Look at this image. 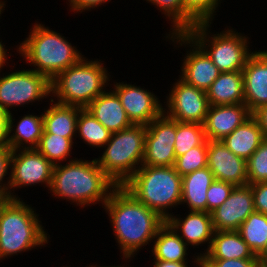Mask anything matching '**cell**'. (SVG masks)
I'll use <instances>...</instances> for the list:
<instances>
[{
    "mask_svg": "<svg viewBox=\"0 0 267 267\" xmlns=\"http://www.w3.org/2000/svg\"><path fill=\"white\" fill-rule=\"evenodd\" d=\"M248 184L267 182V139L265 138L259 147L246 161Z\"/></svg>",
    "mask_w": 267,
    "mask_h": 267,
    "instance_id": "836d02e7",
    "label": "cell"
},
{
    "mask_svg": "<svg viewBox=\"0 0 267 267\" xmlns=\"http://www.w3.org/2000/svg\"><path fill=\"white\" fill-rule=\"evenodd\" d=\"M167 108L163 113L178 122L203 124L209 108L205 91L177 80L167 97Z\"/></svg>",
    "mask_w": 267,
    "mask_h": 267,
    "instance_id": "8fae6325",
    "label": "cell"
},
{
    "mask_svg": "<svg viewBox=\"0 0 267 267\" xmlns=\"http://www.w3.org/2000/svg\"><path fill=\"white\" fill-rule=\"evenodd\" d=\"M7 146V114L0 109V147Z\"/></svg>",
    "mask_w": 267,
    "mask_h": 267,
    "instance_id": "b9f144b4",
    "label": "cell"
},
{
    "mask_svg": "<svg viewBox=\"0 0 267 267\" xmlns=\"http://www.w3.org/2000/svg\"><path fill=\"white\" fill-rule=\"evenodd\" d=\"M77 131L85 143L97 148H103L110 140L112 134L86 108L80 109Z\"/></svg>",
    "mask_w": 267,
    "mask_h": 267,
    "instance_id": "f1b7e54d",
    "label": "cell"
},
{
    "mask_svg": "<svg viewBox=\"0 0 267 267\" xmlns=\"http://www.w3.org/2000/svg\"><path fill=\"white\" fill-rule=\"evenodd\" d=\"M253 212L254 198L250 184L235 186L224 203L211 212L214 231L238 230Z\"/></svg>",
    "mask_w": 267,
    "mask_h": 267,
    "instance_id": "5bb4252c",
    "label": "cell"
},
{
    "mask_svg": "<svg viewBox=\"0 0 267 267\" xmlns=\"http://www.w3.org/2000/svg\"><path fill=\"white\" fill-rule=\"evenodd\" d=\"M146 132V125L133 124L112 133L106 146H103L105 151L102 157L96 159L97 164L117 186H122L142 165Z\"/></svg>",
    "mask_w": 267,
    "mask_h": 267,
    "instance_id": "52a82bcc",
    "label": "cell"
},
{
    "mask_svg": "<svg viewBox=\"0 0 267 267\" xmlns=\"http://www.w3.org/2000/svg\"><path fill=\"white\" fill-rule=\"evenodd\" d=\"M30 30L28 38L17 49L27 63L35 66L32 70L45 75L50 81L83 58L62 35L44 25L35 24Z\"/></svg>",
    "mask_w": 267,
    "mask_h": 267,
    "instance_id": "277c9868",
    "label": "cell"
},
{
    "mask_svg": "<svg viewBox=\"0 0 267 267\" xmlns=\"http://www.w3.org/2000/svg\"><path fill=\"white\" fill-rule=\"evenodd\" d=\"M123 258L151 243L166 222L157 212L137 200L123 186H116L104 203Z\"/></svg>",
    "mask_w": 267,
    "mask_h": 267,
    "instance_id": "6da1fadb",
    "label": "cell"
},
{
    "mask_svg": "<svg viewBox=\"0 0 267 267\" xmlns=\"http://www.w3.org/2000/svg\"><path fill=\"white\" fill-rule=\"evenodd\" d=\"M152 253L154 260L186 262L188 245L179 234L165 222L155 236Z\"/></svg>",
    "mask_w": 267,
    "mask_h": 267,
    "instance_id": "4316f807",
    "label": "cell"
},
{
    "mask_svg": "<svg viewBox=\"0 0 267 267\" xmlns=\"http://www.w3.org/2000/svg\"><path fill=\"white\" fill-rule=\"evenodd\" d=\"M51 106L43 113V133L73 138L77 133V121L81 107L63 105L50 99Z\"/></svg>",
    "mask_w": 267,
    "mask_h": 267,
    "instance_id": "484cf974",
    "label": "cell"
},
{
    "mask_svg": "<svg viewBox=\"0 0 267 267\" xmlns=\"http://www.w3.org/2000/svg\"><path fill=\"white\" fill-rule=\"evenodd\" d=\"M206 94L211 106L244 103L242 71L221 72Z\"/></svg>",
    "mask_w": 267,
    "mask_h": 267,
    "instance_id": "7402d4cb",
    "label": "cell"
},
{
    "mask_svg": "<svg viewBox=\"0 0 267 267\" xmlns=\"http://www.w3.org/2000/svg\"><path fill=\"white\" fill-rule=\"evenodd\" d=\"M197 257V258H196ZM195 257V260H194V263L196 262V266H199V267H205L202 263H201V259L198 257V256H196Z\"/></svg>",
    "mask_w": 267,
    "mask_h": 267,
    "instance_id": "bcb514c9",
    "label": "cell"
},
{
    "mask_svg": "<svg viewBox=\"0 0 267 267\" xmlns=\"http://www.w3.org/2000/svg\"><path fill=\"white\" fill-rule=\"evenodd\" d=\"M256 212L267 215V182L250 184Z\"/></svg>",
    "mask_w": 267,
    "mask_h": 267,
    "instance_id": "f35d334b",
    "label": "cell"
},
{
    "mask_svg": "<svg viewBox=\"0 0 267 267\" xmlns=\"http://www.w3.org/2000/svg\"><path fill=\"white\" fill-rule=\"evenodd\" d=\"M166 222L179 234L183 241L185 240L184 242L187 245L198 246L206 242L209 244L205 253L198 255L200 259L208 252L214 234L211 213L190 211L185 219L181 220L170 215Z\"/></svg>",
    "mask_w": 267,
    "mask_h": 267,
    "instance_id": "d6986e66",
    "label": "cell"
},
{
    "mask_svg": "<svg viewBox=\"0 0 267 267\" xmlns=\"http://www.w3.org/2000/svg\"><path fill=\"white\" fill-rule=\"evenodd\" d=\"M208 140L202 145L189 149L184 155L176 157L174 168L183 177L196 170L207 167Z\"/></svg>",
    "mask_w": 267,
    "mask_h": 267,
    "instance_id": "d6a6232c",
    "label": "cell"
},
{
    "mask_svg": "<svg viewBox=\"0 0 267 267\" xmlns=\"http://www.w3.org/2000/svg\"><path fill=\"white\" fill-rule=\"evenodd\" d=\"M209 26V23L197 24L186 34L207 53L220 72L242 71L253 53L248 48V38L232 29L211 37L207 32Z\"/></svg>",
    "mask_w": 267,
    "mask_h": 267,
    "instance_id": "ba28073f",
    "label": "cell"
},
{
    "mask_svg": "<svg viewBox=\"0 0 267 267\" xmlns=\"http://www.w3.org/2000/svg\"><path fill=\"white\" fill-rule=\"evenodd\" d=\"M11 157L12 150L8 146L0 147V199H20L11 193L10 179H8L7 184L6 182L3 183V179L6 174L8 175V169L11 167Z\"/></svg>",
    "mask_w": 267,
    "mask_h": 267,
    "instance_id": "8d00e7d4",
    "label": "cell"
},
{
    "mask_svg": "<svg viewBox=\"0 0 267 267\" xmlns=\"http://www.w3.org/2000/svg\"><path fill=\"white\" fill-rule=\"evenodd\" d=\"M49 94L51 81L35 70L24 69L0 76V109L6 114L14 106L39 101Z\"/></svg>",
    "mask_w": 267,
    "mask_h": 267,
    "instance_id": "9c48e42d",
    "label": "cell"
},
{
    "mask_svg": "<svg viewBox=\"0 0 267 267\" xmlns=\"http://www.w3.org/2000/svg\"><path fill=\"white\" fill-rule=\"evenodd\" d=\"M181 185L182 176L174 166L141 165L122 186L137 200L167 220L171 215L168 208L181 204Z\"/></svg>",
    "mask_w": 267,
    "mask_h": 267,
    "instance_id": "3957f363",
    "label": "cell"
},
{
    "mask_svg": "<svg viewBox=\"0 0 267 267\" xmlns=\"http://www.w3.org/2000/svg\"><path fill=\"white\" fill-rule=\"evenodd\" d=\"M73 138H65L57 134L42 133L38 146L35 148L53 165L58 161L67 160L71 156L70 152L73 145Z\"/></svg>",
    "mask_w": 267,
    "mask_h": 267,
    "instance_id": "1f68e13d",
    "label": "cell"
},
{
    "mask_svg": "<svg viewBox=\"0 0 267 267\" xmlns=\"http://www.w3.org/2000/svg\"><path fill=\"white\" fill-rule=\"evenodd\" d=\"M86 109L111 133L133 125L114 91H104Z\"/></svg>",
    "mask_w": 267,
    "mask_h": 267,
    "instance_id": "ffe728a7",
    "label": "cell"
},
{
    "mask_svg": "<svg viewBox=\"0 0 267 267\" xmlns=\"http://www.w3.org/2000/svg\"><path fill=\"white\" fill-rule=\"evenodd\" d=\"M252 116L257 120L261 127L264 137L267 139V105H264L254 111Z\"/></svg>",
    "mask_w": 267,
    "mask_h": 267,
    "instance_id": "60d3db41",
    "label": "cell"
},
{
    "mask_svg": "<svg viewBox=\"0 0 267 267\" xmlns=\"http://www.w3.org/2000/svg\"><path fill=\"white\" fill-rule=\"evenodd\" d=\"M237 231L255 256H258L267 244V215L253 212Z\"/></svg>",
    "mask_w": 267,
    "mask_h": 267,
    "instance_id": "83f0119b",
    "label": "cell"
},
{
    "mask_svg": "<svg viewBox=\"0 0 267 267\" xmlns=\"http://www.w3.org/2000/svg\"><path fill=\"white\" fill-rule=\"evenodd\" d=\"M205 267H259L257 259H201Z\"/></svg>",
    "mask_w": 267,
    "mask_h": 267,
    "instance_id": "74e56055",
    "label": "cell"
},
{
    "mask_svg": "<svg viewBox=\"0 0 267 267\" xmlns=\"http://www.w3.org/2000/svg\"><path fill=\"white\" fill-rule=\"evenodd\" d=\"M116 186L97 164L96 158L92 161L75 158L63 166L54 165L49 190L52 195L84 208L100 201L104 205Z\"/></svg>",
    "mask_w": 267,
    "mask_h": 267,
    "instance_id": "7a4b0ae2",
    "label": "cell"
},
{
    "mask_svg": "<svg viewBox=\"0 0 267 267\" xmlns=\"http://www.w3.org/2000/svg\"><path fill=\"white\" fill-rule=\"evenodd\" d=\"M109 0H69L70 7L73 11L83 12L84 10H90L101 6L103 3Z\"/></svg>",
    "mask_w": 267,
    "mask_h": 267,
    "instance_id": "ab89813d",
    "label": "cell"
},
{
    "mask_svg": "<svg viewBox=\"0 0 267 267\" xmlns=\"http://www.w3.org/2000/svg\"><path fill=\"white\" fill-rule=\"evenodd\" d=\"M235 186L221 180H214L207 190V212L211 213L229 197Z\"/></svg>",
    "mask_w": 267,
    "mask_h": 267,
    "instance_id": "d590c367",
    "label": "cell"
},
{
    "mask_svg": "<svg viewBox=\"0 0 267 267\" xmlns=\"http://www.w3.org/2000/svg\"><path fill=\"white\" fill-rule=\"evenodd\" d=\"M6 50V51H5ZM7 49H4V44H2V41L0 42V70L2 67H4L7 58Z\"/></svg>",
    "mask_w": 267,
    "mask_h": 267,
    "instance_id": "f6af8a7d",
    "label": "cell"
},
{
    "mask_svg": "<svg viewBox=\"0 0 267 267\" xmlns=\"http://www.w3.org/2000/svg\"><path fill=\"white\" fill-rule=\"evenodd\" d=\"M246 160L230 151L221 140H208L207 167L214 179L234 186L248 184Z\"/></svg>",
    "mask_w": 267,
    "mask_h": 267,
    "instance_id": "2e32d148",
    "label": "cell"
},
{
    "mask_svg": "<svg viewBox=\"0 0 267 267\" xmlns=\"http://www.w3.org/2000/svg\"><path fill=\"white\" fill-rule=\"evenodd\" d=\"M258 266L259 267H267V244L261 253L257 256Z\"/></svg>",
    "mask_w": 267,
    "mask_h": 267,
    "instance_id": "ee69618b",
    "label": "cell"
},
{
    "mask_svg": "<svg viewBox=\"0 0 267 267\" xmlns=\"http://www.w3.org/2000/svg\"><path fill=\"white\" fill-rule=\"evenodd\" d=\"M13 114H7V146L12 150L36 148L43 133V113L40 116L24 115L13 129ZM14 133L10 136L11 132ZM26 144L25 146H23ZM31 144V145H30Z\"/></svg>",
    "mask_w": 267,
    "mask_h": 267,
    "instance_id": "603a6c76",
    "label": "cell"
},
{
    "mask_svg": "<svg viewBox=\"0 0 267 267\" xmlns=\"http://www.w3.org/2000/svg\"><path fill=\"white\" fill-rule=\"evenodd\" d=\"M38 214L21 199H8L1 206L0 260L38 246L48 244Z\"/></svg>",
    "mask_w": 267,
    "mask_h": 267,
    "instance_id": "5b68a950",
    "label": "cell"
},
{
    "mask_svg": "<svg viewBox=\"0 0 267 267\" xmlns=\"http://www.w3.org/2000/svg\"><path fill=\"white\" fill-rule=\"evenodd\" d=\"M84 58L51 81V94L57 97V103L86 108L105 91L110 81L106 68L100 60Z\"/></svg>",
    "mask_w": 267,
    "mask_h": 267,
    "instance_id": "8992f818",
    "label": "cell"
},
{
    "mask_svg": "<svg viewBox=\"0 0 267 267\" xmlns=\"http://www.w3.org/2000/svg\"><path fill=\"white\" fill-rule=\"evenodd\" d=\"M207 140L203 124L176 121L174 152L176 157L189 149L202 145Z\"/></svg>",
    "mask_w": 267,
    "mask_h": 267,
    "instance_id": "4dcf8cb0",
    "label": "cell"
},
{
    "mask_svg": "<svg viewBox=\"0 0 267 267\" xmlns=\"http://www.w3.org/2000/svg\"><path fill=\"white\" fill-rule=\"evenodd\" d=\"M252 116L244 103L209 105L203 123L207 140H222Z\"/></svg>",
    "mask_w": 267,
    "mask_h": 267,
    "instance_id": "ac0fdd59",
    "label": "cell"
},
{
    "mask_svg": "<svg viewBox=\"0 0 267 267\" xmlns=\"http://www.w3.org/2000/svg\"><path fill=\"white\" fill-rule=\"evenodd\" d=\"M201 259H257L237 230L214 231L208 252Z\"/></svg>",
    "mask_w": 267,
    "mask_h": 267,
    "instance_id": "44dd1931",
    "label": "cell"
},
{
    "mask_svg": "<svg viewBox=\"0 0 267 267\" xmlns=\"http://www.w3.org/2000/svg\"><path fill=\"white\" fill-rule=\"evenodd\" d=\"M208 167L201 168L182 177L181 203H187L190 211L207 212V190L214 181Z\"/></svg>",
    "mask_w": 267,
    "mask_h": 267,
    "instance_id": "d4e9b609",
    "label": "cell"
},
{
    "mask_svg": "<svg viewBox=\"0 0 267 267\" xmlns=\"http://www.w3.org/2000/svg\"><path fill=\"white\" fill-rule=\"evenodd\" d=\"M113 91L119 97L128 118L133 124L148 125L158 118L164 109L166 110L157 96L141 87L116 82Z\"/></svg>",
    "mask_w": 267,
    "mask_h": 267,
    "instance_id": "9a60e30c",
    "label": "cell"
},
{
    "mask_svg": "<svg viewBox=\"0 0 267 267\" xmlns=\"http://www.w3.org/2000/svg\"><path fill=\"white\" fill-rule=\"evenodd\" d=\"M264 139L259 123L251 116L221 141L235 155L247 161Z\"/></svg>",
    "mask_w": 267,
    "mask_h": 267,
    "instance_id": "cb8c5ba5",
    "label": "cell"
},
{
    "mask_svg": "<svg viewBox=\"0 0 267 267\" xmlns=\"http://www.w3.org/2000/svg\"><path fill=\"white\" fill-rule=\"evenodd\" d=\"M3 7L5 8V2L0 1V14L3 11ZM1 16V15H0Z\"/></svg>",
    "mask_w": 267,
    "mask_h": 267,
    "instance_id": "7dc6e473",
    "label": "cell"
},
{
    "mask_svg": "<svg viewBox=\"0 0 267 267\" xmlns=\"http://www.w3.org/2000/svg\"><path fill=\"white\" fill-rule=\"evenodd\" d=\"M158 6L165 16L172 19V33H183V0H146ZM171 18V19H170Z\"/></svg>",
    "mask_w": 267,
    "mask_h": 267,
    "instance_id": "e575fe53",
    "label": "cell"
},
{
    "mask_svg": "<svg viewBox=\"0 0 267 267\" xmlns=\"http://www.w3.org/2000/svg\"><path fill=\"white\" fill-rule=\"evenodd\" d=\"M53 168L54 165L35 148L14 150L9 169L10 189L39 183H45V186L50 188Z\"/></svg>",
    "mask_w": 267,
    "mask_h": 267,
    "instance_id": "7c38bea8",
    "label": "cell"
},
{
    "mask_svg": "<svg viewBox=\"0 0 267 267\" xmlns=\"http://www.w3.org/2000/svg\"><path fill=\"white\" fill-rule=\"evenodd\" d=\"M169 37L173 42L176 39V43L181 44V46L182 44H192L191 47L194 48L190 49L189 53L187 52L179 78L185 83L206 92L221 72L213 64L207 53L186 33H171L168 34L167 38Z\"/></svg>",
    "mask_w": 267,
    "mask_h": 267,
    "instance_id": "4fadbf2b",
    "label": "cell"
},
{
    "mask_svg": "<svg viewBox=\"0 0 267 267\" xmlns=\"http://www.w3.org/2000/svg\"><path fill=\"white\" fill-rule=\"evenodd\" d=\"M244 104L253 113L267 105V51H254L242 70Z\"/></svg>",
    "mask_w": 267,
    "mask_h": 267,
    "instance_id": "e0dca14e",
    "label": "cell"
},
{
    "mask_svg": "<svg viewBox=\"0 0 267 267\" xmlns=\"http://www.w3.org/2000/svg\"><path fill=\"white\" fill-rule=\"evenodd\" d=\"M145 136L144 157L145 166H174L176 155L174 144L176 138V120L162 113L151 121Z\"/></svg>",
    "mask_w": 267,
    "mask_h": 267,
    "instance_id": "30bf717a",
    "label": "cell"
},
{
    "mask_svg": "<svg viewBox=\"0 0 267 267\" xmlns=\"http://www.w3.org/2000/svg\"><path fill=\"white\" fill-rule=\"evenodd\" d=\"M187 262L154 260L153 267H188Z\"/></svg>",
    "mask_w": 267,
    "mask_h": 267,
    "instance_id": "7bdbcfd3",
    "label": "cell"
},
{
    "mask_svg": "<svg viewBox=\"0 0 267 267\" xmlns=\"http://www.w3.org/2000/svg\"><path fill=\"white\" fill-rule=\"evenodd\" d=\"M220 0H183V33L197 24L210 23Z\"/></svg>",
    "mask_w": 267,
    "mask_h": 267,
    "instance_id": "f546056e",
    "label": "cell"
},
{
    "mask_svg": "<svg viewBox=\"0 0 267 267\" xmlns=\"http://www.w3.org/2000/svg\"><path fill=\"white\" fill-rule=\"evenodd\" d=\"M8 199H0V214H1V206L7 201Z\"/></svg>",
    "mask_w": 267,
    "mask_h": 267,
    "instance_id": "c3c4849f",
    "label": "cell"
}]
</instances>
